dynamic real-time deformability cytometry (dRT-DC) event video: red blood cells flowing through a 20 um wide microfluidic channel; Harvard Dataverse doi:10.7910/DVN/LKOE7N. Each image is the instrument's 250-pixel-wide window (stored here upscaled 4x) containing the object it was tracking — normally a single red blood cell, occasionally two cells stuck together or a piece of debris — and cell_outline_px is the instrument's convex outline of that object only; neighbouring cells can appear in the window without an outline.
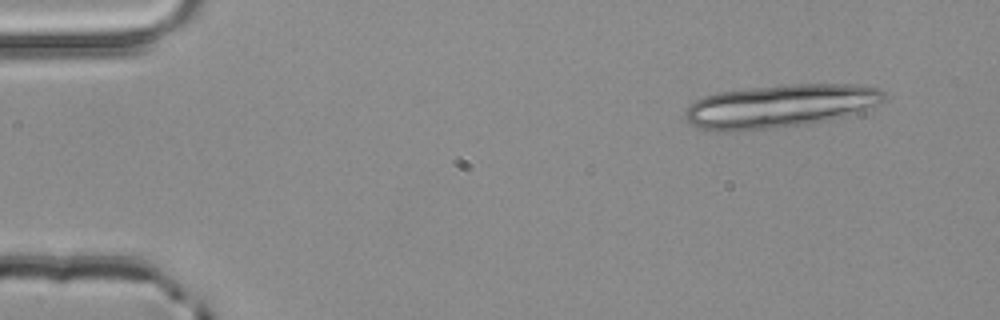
{"species": "common noctule bat (a hibernating species)", "species_latin": "Nyctalus noctula", "temperature_condition": "room temperature", "stored_images_in_passage": 4, "segment_of_instrument_passage": [1, 2], "camera_frame_rate_fps": 3000, "um_per_image_px": 0.085, "animal": {"sex": "male", "body_mass_g": 20.4}, "frame": {"image": 1, "passage_image": 1, "time_ms": 0.0, "image_size_px": [1000, 320], "cell_outline_px": [[884, 100], [876, 104], [844, 116], [812, 124], [740, 132], [716, 132], [700, 128], [692, 124], [688, 120], [684, 112], [696, 100], [704, 96], [716, 92], [752, 88], [792, 84], [856, 84], [880, 88], [884, 92]], "centroid_in_image_um": [66.27, 9.03], "position_along_channel_um": 18.7, "area_um2": 50.11}}